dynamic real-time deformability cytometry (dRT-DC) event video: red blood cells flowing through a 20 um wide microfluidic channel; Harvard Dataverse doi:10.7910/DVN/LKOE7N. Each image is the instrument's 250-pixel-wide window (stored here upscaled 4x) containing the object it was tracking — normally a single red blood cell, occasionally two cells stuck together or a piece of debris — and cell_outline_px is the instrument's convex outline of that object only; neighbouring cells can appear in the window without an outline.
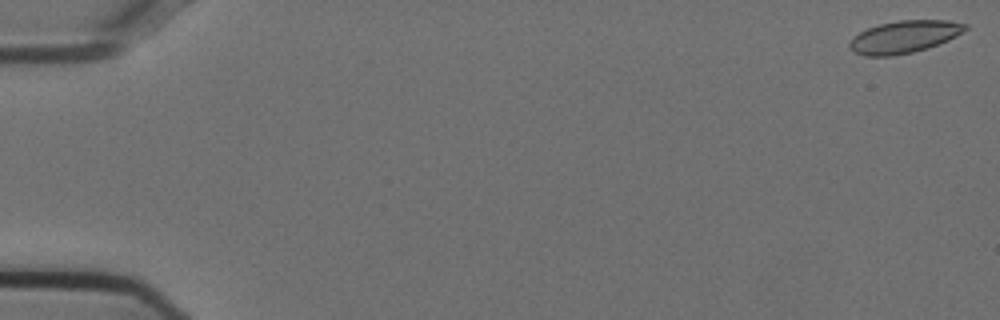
{"species": "Egyptian fruit bat (a non-hibernating species)", "species_latin": "Rousettus aegyptiacus", "temperature_condition": "cold", "stored_images_in_passage": 55, "camera_frame_rate_fps": 3000, "um_per_image_px": 0.085, "animal": {"sex": "female"}, "frame": {"image": 1, "passage_image": 1, "time_ms": 0.0, "image_size_px": [1000, 320], "cell_outline_px": [[968, 28], [956, 36], [948, 40], [928, 48], [912, 52], [892, 56], [864, 56], [848, 48], [848, 44], [852, 36], [868, 28], [880, 24], [900, 20], [948, 20], [968, 24]], "centroid_in_image_um": [76.85, 3.13], "position_along_channel_um": 8.2, "area_um2": 21.85}}
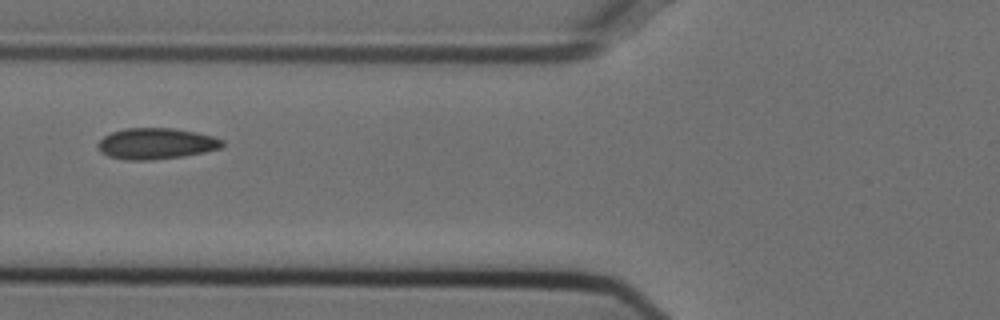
{"frame": {"image": 2, "passage_image": 22, "time_ms": 7.0, "image_size_px": [1000, 320], "cell_outline_px": [[224, 144], [220, 148], [204, 152], [184, 156], [148, 160], [124, 160], [108, 156], [100, 152], [96, 144], [104, 136], [112, 132], [124, 128], [172, 128], [196, 132], [212, 136], [224, 140]], "centroid_in_image_um": [13.25, 12.21], "position_along_channel_um": 112.6, "area_um2": 22.6}}
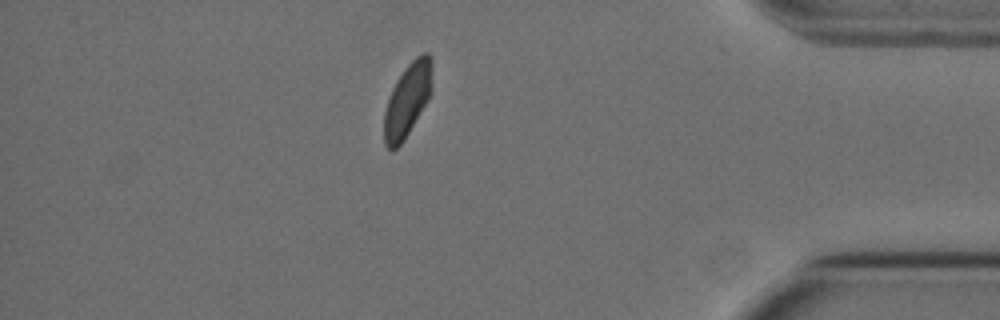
{"frame": {"image": 3, "passage_image": 48, "time_ms": 15.667, "image_size_px": [1000, 320], "cell_outline_px": [[432, 92], [428, 100], [404, 140], [392, 152], [384, 144], [384, 112], [392, 88], [396, 80], [404, 68], [416, 56], [424, 52], [428, 52], [432, 56]], "centroid_in_image_um": [34.65, 8.47], "position_along_channel_um": 400.6, "area_um2": 20.75}, "authors_computed_cell_mechanics": {"area_um2": 21.8484, "velocity_mm_per_s": 3.727, "shape_relaxation_time_tau1_ms": null, "shape_relaxation_time_tau2_ms": 1.0366, "deformation_change_tau1": null, "deformation_change_tau2": 0.058}}